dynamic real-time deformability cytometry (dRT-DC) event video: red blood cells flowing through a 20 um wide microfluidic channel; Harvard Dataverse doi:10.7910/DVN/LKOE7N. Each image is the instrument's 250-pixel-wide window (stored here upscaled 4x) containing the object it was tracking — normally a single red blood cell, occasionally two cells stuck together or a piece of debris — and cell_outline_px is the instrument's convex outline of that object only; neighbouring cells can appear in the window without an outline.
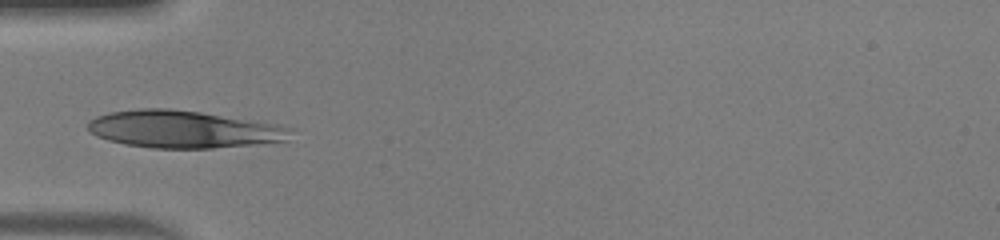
{"species": "human", "species_latin": "Homo sapiens", "temperature_condition": "warm", "stored_images_in_passage": 46, "camera_frame_rate_fps": 3000, "um_per_image_px": 0.085, "donor": {"sex": "male"}, "frame": {"image": 1, "passage_image": 13, "time_ms": 4.0, "image_size_px": [1000, 240], "cell_outline_px": [[292, 128], [288, 140], [260, 144], [212, 148], [152, 148], [124, 144], [108, 140], [96, 136], [88, 128], [88, 120], [96, 116], [108, 112], [140, 108], [168, 108], [200, 112], [280, 124]], "centroid_in_image_um": [15.6, 10.98], "position_along_channel_um": 69.4, "area_um2": 44.39}}
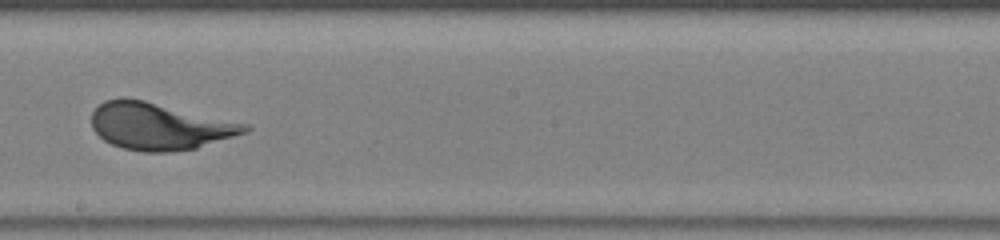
{"frame": {"image": 2, "passage_image": 25, "time_ms": 8.0, "image_size_px": [1000, 240], "cell_outline_px": [[252, 128], [248, 132], [196, 148], [172, 152], [140, 152], [124, 148], [112, 144], [104, 140], [92, 128], [92, 112], [104, 100], [124, 96], [144, 100], [248, 124]], "centroid_in_image_um": [13.54, 10.73], "position_along_channel_um": 234.7, "area_um2": 42.02}}
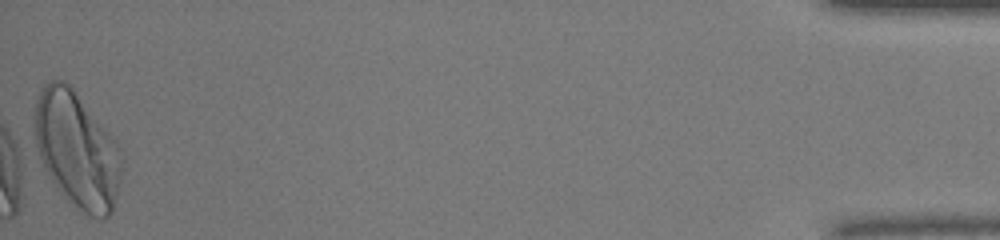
{"frame": {"image": 3, "passage_image": 46, "time_ms": 15.0, "image_size_px": [1000, 240], "cell_outline_px": [[124, 160], [116, 196], [112, 212], [104, 220], [92, 216], [84, 212], [68, 200], [60, 192], [52, 180], [32, 144], [36, 100], [40, 88], [52, 80], [60, 80], [68, 84], [72, 88], [116, 140]], "centroid_in_image_um": [6.52, 12.73], "position_along_channel_um": 428.7, "area_um2": 58.96}}